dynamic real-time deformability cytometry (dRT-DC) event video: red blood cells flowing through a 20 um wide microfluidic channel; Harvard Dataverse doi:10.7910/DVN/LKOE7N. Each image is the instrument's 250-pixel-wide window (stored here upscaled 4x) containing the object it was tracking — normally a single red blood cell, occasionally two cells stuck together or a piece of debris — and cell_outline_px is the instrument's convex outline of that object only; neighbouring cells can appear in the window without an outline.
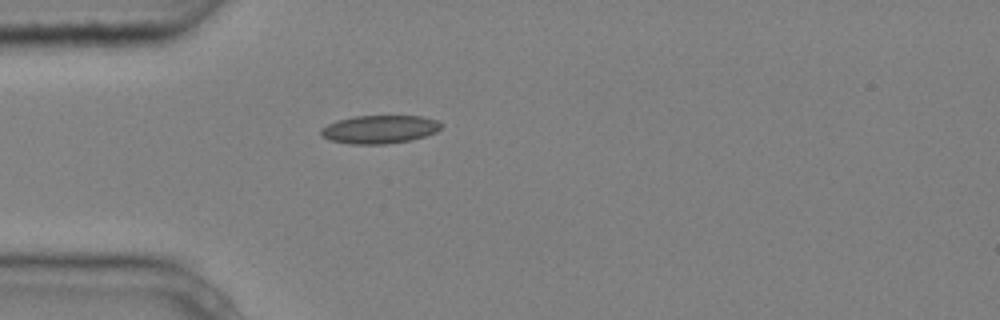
{"species": "common noctule bat (a hibernating species)", "species_latin": "Nyctalus noctula", "temperature_condition": "cold", "stored_images_in_passage": 1, "camera_frame_rate_fps": 3000, "um_per_image_px": 0.085, "animal": {"sex": "male", "body_mass_g": 20.4}, "frame": {"image": 1, "passage_image": 1, "time_ms": 0.0, "image_size_px": [1000, 320], "cell_outline_px": [[440, 128], [436, 132], [412, 140], [384, 144], [348, 144], [328, 140], [320, 136], [320, 128], [336, 120], [352, 116], [420, 116], [436, 120], [440, 124]], "centroid_in_image_um": [32.18, 11.0], "position_along_channel_um": 52.8, "area_um2": 19.88}}